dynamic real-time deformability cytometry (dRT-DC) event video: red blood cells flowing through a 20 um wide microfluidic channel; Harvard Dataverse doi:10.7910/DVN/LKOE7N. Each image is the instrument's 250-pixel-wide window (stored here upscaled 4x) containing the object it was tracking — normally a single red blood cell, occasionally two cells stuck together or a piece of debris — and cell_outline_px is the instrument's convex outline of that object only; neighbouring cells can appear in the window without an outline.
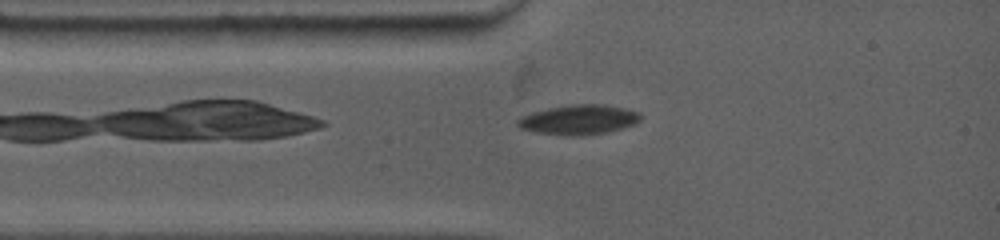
{"species": "common noctule bat (a hibernating species)", "species_latin": "Nyctalus noctula", "temperature_condition": "warm", "stored_images_in_passage": 15, "camera_frame_rate_fps": 4500, "um_per_image_px": 0.085, "animal": {"sex": "female", "body_mass_g": 19.0, "forearm_length_mm": 53.3}, "frame": {"image": 1, "passage_image": 1, "time_ms": 0.0, "image_size_px": [1000, 240], "cell_outline_px": [[640, 120], [636, 124], [608, 132], [580, 136], [536, 132], [520, 128], [516, 124], [516, 120], [520, 116], [532, 112], [548, 108], [572, 104], [604, 104], [624, 108], [640, 112]], "centroid_in_image_um": [49.2, 10.16], "position_along_channel_um": 35.8, "area_um2": 21.33}}
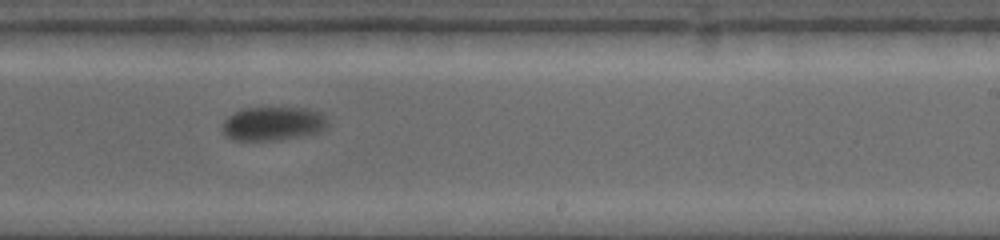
{"frame": {"image": 2, "passage_image": 7, "time_ms": 6.222, "image_size_px": [1000, 240], "cell_outline_px": [[328, 124], [320, 132], [280, 140], [232, 140], [224, 136], [220, 128], [224, 120], [228, 116], [244, 108], [308, 108], [320, 112], [328, 120]], "centroid_in_image_um": [23.17, 10.52], "position_along_channel_um": 265.8, "area_um2": 20.92}}
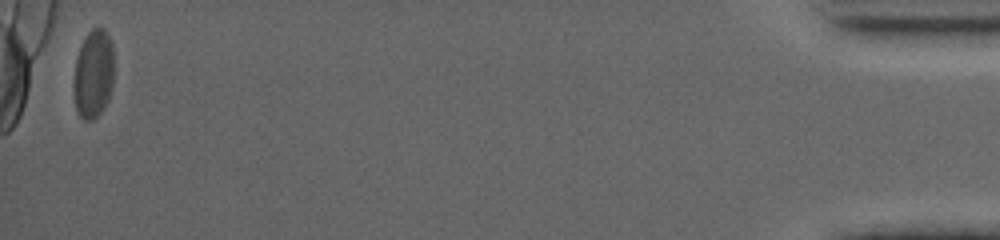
{"frame": {"image": 3, "passage_image": 15, "time_ms": 14.667, "image_size_px": [1000, 240], "cell_outline_px": [[112, 88], [108, 100], [100, 112], [92, 120], [84, 120], [80, 116], [76, 108], [76, 56], [88, 32], [92, 28], [104, 28], [108, 32], [112, 40]], "centroid_in_image_um": [7.98, 6.24], "position_along_channel_um": 427.2, "area_um2": 20.11}, "authors_computed_cell_mechanics": {"area_um2": 21.3282, "velocity_mm_per_s": 3.7218, "shape_relaxation_time_tau1_ms": 2.1317, "shape_relaxation_time_tau2_ms": null, "deformation_change_tau1": 0.0576, "deformation_change_tau2": null}}